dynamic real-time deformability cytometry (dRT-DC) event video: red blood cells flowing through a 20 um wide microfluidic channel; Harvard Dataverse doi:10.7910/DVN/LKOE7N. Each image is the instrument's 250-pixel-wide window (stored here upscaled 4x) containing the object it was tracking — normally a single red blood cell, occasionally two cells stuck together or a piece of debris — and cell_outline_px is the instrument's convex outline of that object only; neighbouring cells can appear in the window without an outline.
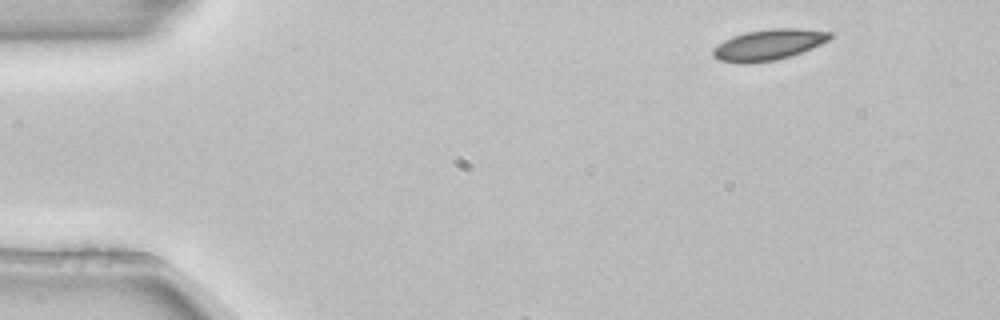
{"species": "common noctule bat (a hibernating species)", "species_latin": "Nyctalus noctula", "temperature_condition": "room temperature", "stored_images_in_passage": 5, "camera_frame_rate_fps": 3000, "um_per_image_px": 0.085, "animal": {"sex": "female", "body_mass_g": 22.7, "forearm_length_mm": 54.2}, "frame": {"image": 1, "passage_image": 1, "time_ms": 0.0, "image_size_px": [1000, 320], "cell_outline_px": [[832, 36], [828, 40], [812, 48], [776, 60], [740, 64], [720, 60], [712, 56], [712, 48], [724, 40], [732, 36], [744, 32], [772, 28], [800, 28], [832, 32]], "centroid_in_image_um": [65.29, 3.79], "position_along_channel_um": 19.7, "area_um2": 21.04}}